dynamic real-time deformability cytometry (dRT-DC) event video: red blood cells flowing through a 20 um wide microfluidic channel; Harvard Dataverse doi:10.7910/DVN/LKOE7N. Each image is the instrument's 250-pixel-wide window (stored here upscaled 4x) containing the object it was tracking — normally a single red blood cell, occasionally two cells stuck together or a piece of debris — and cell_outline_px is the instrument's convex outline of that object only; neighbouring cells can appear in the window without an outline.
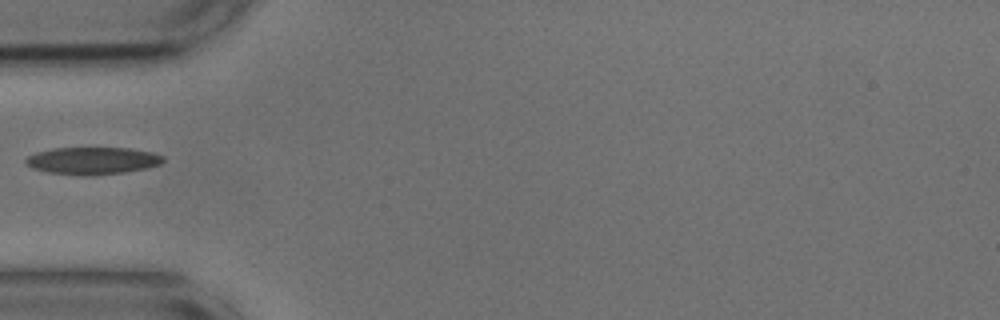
{"species": "common noctule bat (a hibernating species)", "species_latin": "Nyctalus noctula", "temperature_condition": "cold", "stored_images_in_passage": 38, "camera_frame_rate_fps": 3000, "um_per_image_px": 0.085, "animal": {"sex": "male", "body_mass_g": 17.9, "forearm_length_mm": 54.2}, "frame": {"image": 1, "passage_image": 1, "time_ms": 0.0, "image_size_px": [1000, 320], "cell_outline_px": [[164, 160], [160, 164], [144, 168], [124, 172], [96, 176], [92, 176], [48, 172], [32, 168], [24, 160], [28, 156], [36, 152], [52, 148], [132, 148], [152, 152], [164, 156]], "centroid_in_image_um": [7.87, 13.65], "position_along_channel_um": 77.1, "area_um2": 21.79}}
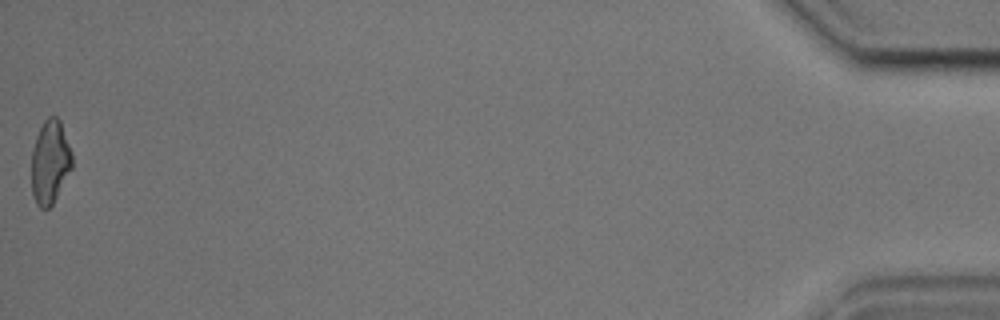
{"frame": {"image": 2, "passage_image": 38, "time_ms": 12.333, "image_size_px": [1000, 320], "cell_outline_px": [[72, 168], [52, 204], [48, 208], [40, 208], [36, 204], [32, 192], [32, 152], [36, 136], [44, 120], [48, 116], [56, 116], [60, 120], [72, 152]], "centroid_in_image_um": [4.26, 13.75], "position_along_channel_um": 430.9, "area_um2": 19.65}}